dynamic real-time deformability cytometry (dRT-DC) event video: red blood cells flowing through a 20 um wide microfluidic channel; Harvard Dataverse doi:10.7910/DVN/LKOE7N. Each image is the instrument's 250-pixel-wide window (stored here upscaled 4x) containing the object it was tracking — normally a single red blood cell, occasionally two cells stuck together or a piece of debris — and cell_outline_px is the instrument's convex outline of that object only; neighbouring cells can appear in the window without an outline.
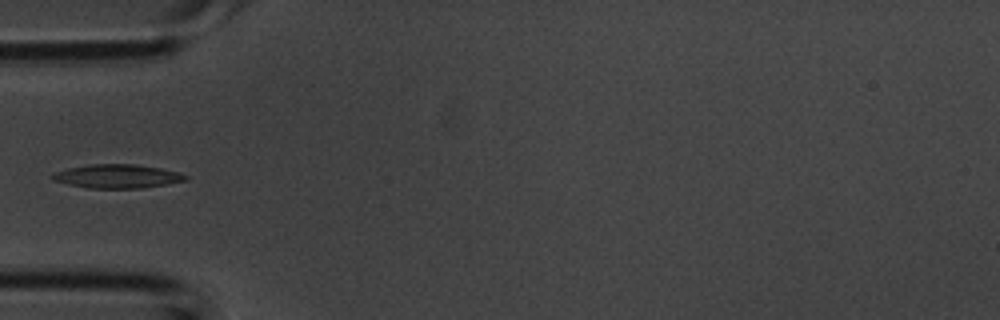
{"species": "common noctule bat (a hibernating species)", "species_latin": "Nyctalus noctula", "temperature_condition": "room temperature", "stored_images_in_passage": 3, "camera_frame_rate_fps": 3000, "um_per_image_px": 0.085, "animal": {"sex": "male", "body_mass_g": 20.1, "forearm_length_mm": 53.5}, "frame": {"image": 1, "passage_image": 3, "time_ms": 0.667, "image_size_px": [1000, 320], "cell_outline_px": [[188, 180], [140, 188], [88, 188], [68, 184], [52, 180], [48, 176], [56, 172], [68, 168], [88, 164], [132, 164], [160, 168], [176, 172], [188, 176]], "centroid_in_image_um": [9.91, 14.98], "position_along_channel_um": 75.1, "area_um2": 18.26}}